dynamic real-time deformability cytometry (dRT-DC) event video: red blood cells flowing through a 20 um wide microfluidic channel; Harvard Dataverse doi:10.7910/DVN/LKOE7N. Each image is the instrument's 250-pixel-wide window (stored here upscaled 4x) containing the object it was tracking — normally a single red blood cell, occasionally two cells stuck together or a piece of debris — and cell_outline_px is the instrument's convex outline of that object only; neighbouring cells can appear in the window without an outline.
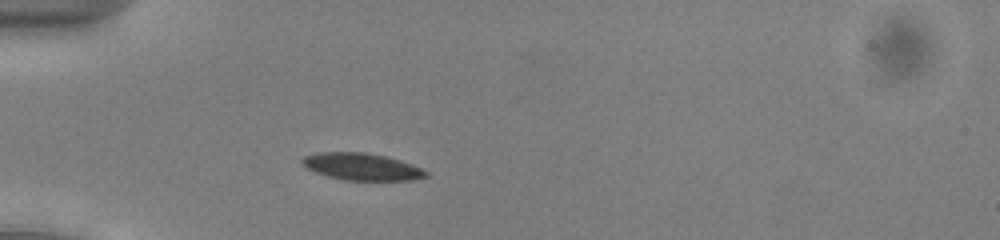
{"species": "common noctule bat (a hibernating species)", "species_latin": "Nyctalus noctula", "temperature_condition": "cold", "stored_images_in_passage": 46, "camera_frame_rate_fps": 3000, "um_per_image_px": 0.085, "animal": {"sex": "male", "body_mass_g": 13.0, "forearm_length_mm": 53.1}, "frame": {"image": 1, "passage_image": 9, "time_ms": 2.667, "image_size_px": [1000, 240], "cell_outline_px": [[428, 176], [412, 180], [344, 180], [328, 176], [316, 172], [300, 164], [300, 160], [304, 156], [320, 152], [364, 152], [384, 156], [400, 160], [412, 164], [428, 172]], "centroid_in_image_um": [30.73, 14.16], "position_along_channel_um": 54.3, "area_um2": 19.42}}
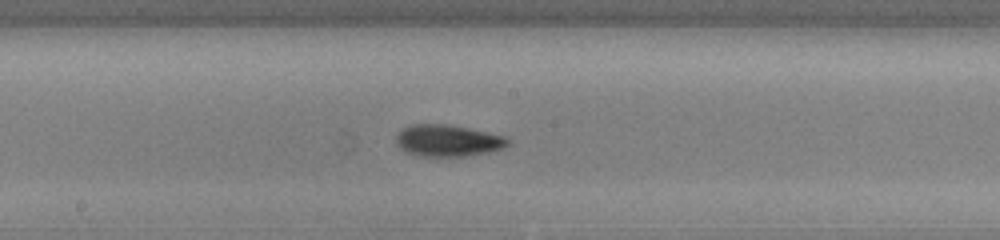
{"frame": {"image": 2, "passage_image": 22, "time_ms": 7.0, "image_size_px": [1000, 240], "cell_outline_px": [[512, 144], [504, 148], [488, 152], [464, 156], [416, 156], [400, 148], [396, 144], [396, 136], [408, 124], [448, 124], [508, 136]], "centroid_in_image_um": [38.11, 11.95], "position_along_channel_um": 210.1, "area_um2": 20.87}}
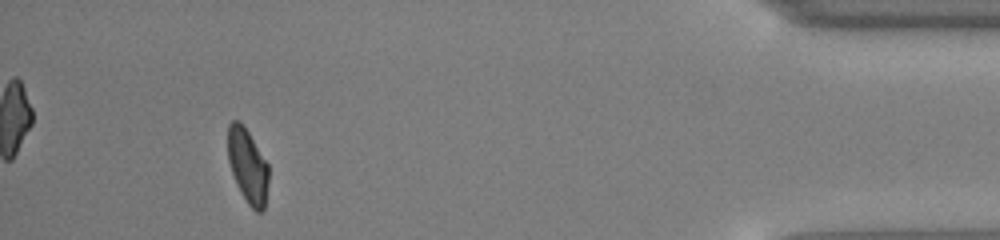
{"frame": {"image": 3, "passage_image": 42, "time_ms": 13.667, "image_size_px": [1000, 240], "cell_outline_px": [[268, 180], [264, 208], [260, 212], [256, 212], [248, 204], [240, 192], [236, 184], [228, 160], [228, 124], [232, 120], [240, 120], [248, 132], [268, 164]], "centroid_in_image_um": [21.04, 14.09], "position_along_channel_um": 414.2, "area_um2": 17.51}, "authors_computed_cell_mechanics": {"area_um2": 19.0162, "velocity_mm_per_s": 3.9199, "shape_relaxation_time_tau1_ms": 2.9535, "shape_relaxation_time_tau2_ms": 7.716, "deformation_change_tau1": 0.1294, "deformation_change_tau2": 0.1205}}